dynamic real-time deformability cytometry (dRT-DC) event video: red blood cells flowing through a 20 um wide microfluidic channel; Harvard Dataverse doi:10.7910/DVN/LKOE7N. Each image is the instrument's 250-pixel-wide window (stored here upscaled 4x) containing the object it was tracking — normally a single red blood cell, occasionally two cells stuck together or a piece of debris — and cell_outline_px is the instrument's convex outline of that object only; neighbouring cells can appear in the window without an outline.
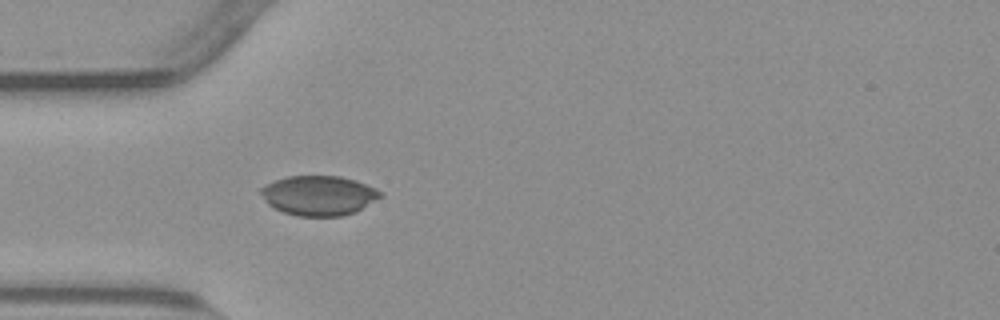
{"species": "common noctule bat (a hibernating species)", "species_latin": "Nyctalus noctula", "temperature_condition": "warm", "stored_images_in_passage": 39, "camera_frame_rate_fps": 3000, "um_per_image_px": 0.085, "animal": {"sex": "male", "body_mass_g": 23.1, "forearm_length_mm": 52.7}, "frame": {"image": 1, "passage_image": 1, "time_ms": 0.0, "image_size_px": [1000, 320], "cell_outline_px": [[384, 196], [356, 212], [340, 216], [300, 216], [284, 212], [268, 204], [260, 192], [260, 188], [264, 184], [288, 176], [340, 176], [356, 180], [376, 188], [384, 192]], "centroid_in_image_um": [27.15, 16.61], "position_along_channel_um": 57.9, "area_um2": 27.8}}
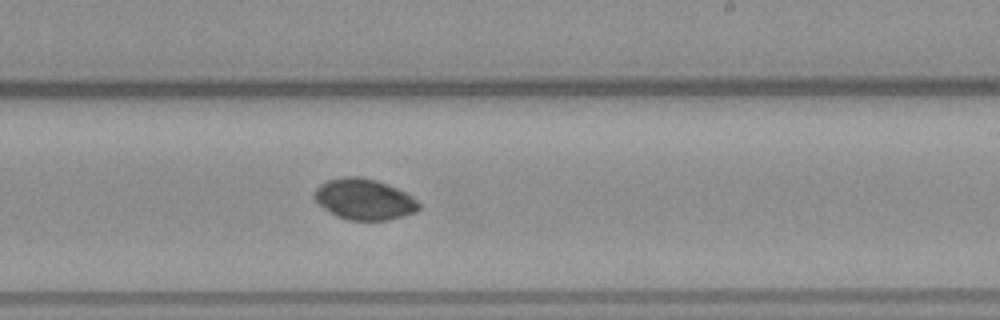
{"frame": {"image": 2, "passage_image": 17, "time_ms": 5.333, "image_size_px": [1000, 320], "cell_outline_px": [[420, 208], [416, 212], [388, 220], [348, 220], [336, 216], [320, 204], [312, 196], [316, 188], [320, 184], [328, 180], [344, 176], [360, 176], [376, 180], [388, 184], [412, 196], [420, 204]], "centroid_in_image_um": [30.95, 16.93], "position_along_channel_um": 258.0, "area_um2": 24.85}}
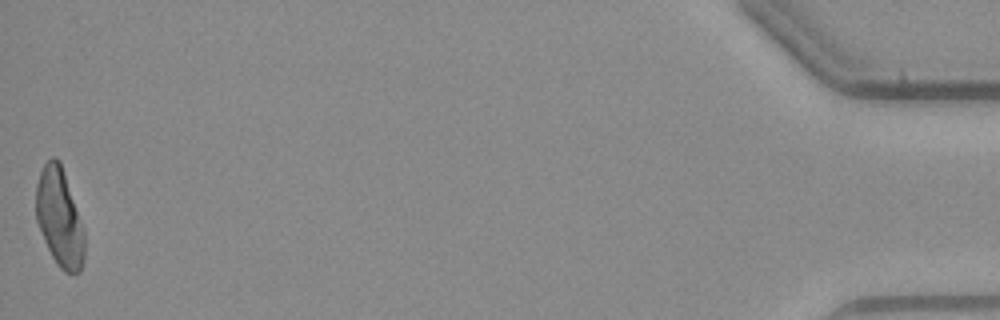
{"frame": {"image": 3, "passage_image": 39, "time_ms": 12.667, "image_size_px": [1000, 320], "cell_outline_px": [[84, 260], [80, 272], [64, 272], [56, 264], [44, 240], [36, 220], [36, 184], [40, 172], [44, 164], [52, 156], [56, 156], [60, 160], [84, 232]], "centroid_in_image_um": [5.04, 18.49], "position_along_channel_um": 430.2, "area_um2": 27.46}, "authors_computed_cell_mechanics": {"area_um2": 25.2008, "velocity_mm_per_s": 3.7931, "shape_relaxation_time_tau1_ms": 3.759, "shape_relaxation_time_tau2_ms": null, "deformation_change_tau1": 0.0594, "deformation_change_tau2": null}}